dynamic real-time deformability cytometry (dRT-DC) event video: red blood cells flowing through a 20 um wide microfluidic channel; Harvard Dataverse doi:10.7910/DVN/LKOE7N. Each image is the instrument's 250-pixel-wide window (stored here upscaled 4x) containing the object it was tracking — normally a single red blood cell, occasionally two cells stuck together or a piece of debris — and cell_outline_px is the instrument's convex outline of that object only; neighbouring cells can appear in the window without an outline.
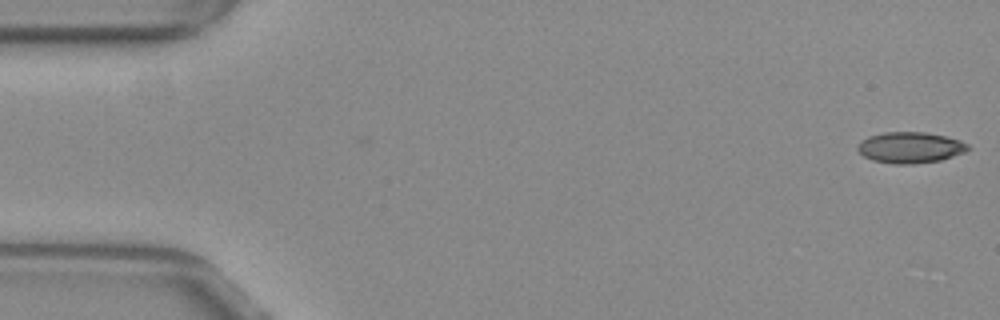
{"species": "common noctule bat (a hibernating species)", "species_latin": "Nyctalus noctula", "temperature_condition": "warm", "stored_images_in_passage": 53, "camera_frame_rate_fps": 3000, "um_per_image_px": 0.085, "animal": {"sex": "female", "body_mass_g": 29.2, "forearm_length_mm": 56.3}, "frame": {"image": 1, "passage_image": 1, "time_ms": 0.0, "image_size_px": [1000, 320], "cell_outline_px": [[968, 148], [964, 152], [940, 160], [916, 164], [896, 164], [872, 160], [864, 156], [856, 148], [860, 140], [868, 136], [884, 132], [924, 132], [944, 136], [960, 140], [968, 144]], "centroid_in_image_um": [77.33, 12.54], "position_along_channel_um": 7.7, "area_um2": 19.88}}
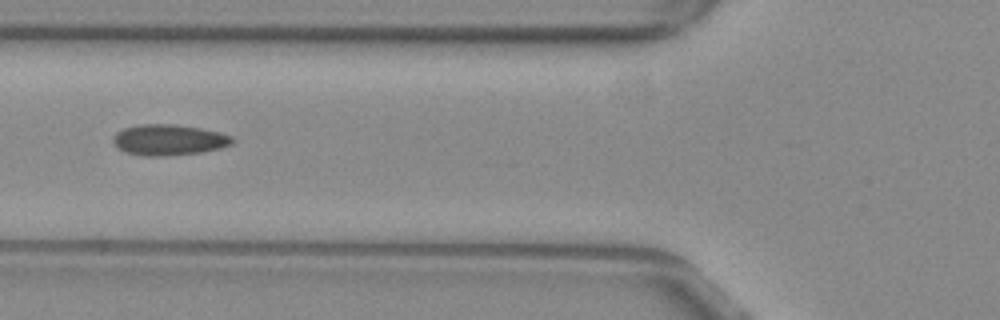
{"frame": {"image": 2, "passage_image": 20, "time_ms": 6.333, "image_size_px": [1000, 320], "cell_outline_px": [[236, 140], [232, 144], [220, 148], [200, 152], [164, 156], [144, 156], [128, 152], [116, 148], [112, 140], [112, 136], [116, 132], [124, 128], [140, 124], [176, 124], [200, 128], [220, 132], [232, 136]], "centroid_in_image_um": [14.34, 11.88], "position_along_channel_um": 111.5, "area_um2": 21.56}}
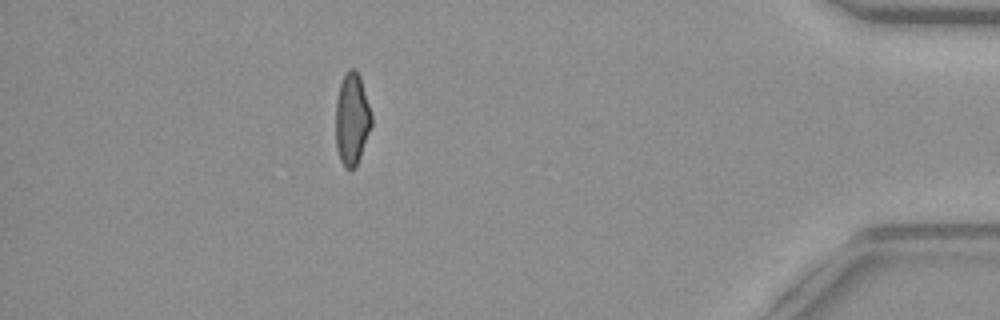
{"frame": {"image": 3, "passage_image": 47, "time_ms": 15.333, "image_size_px": [1000, 320], "cell_outline_px": [[372, 124], [356, 168], [344, 168], [340, 160], [336, 148], [336, 100], [340, 84], [344, 72], [348, 68], [356, 68], [360, 76], [372, 116]], "centroid_in_image_um": [29.91, 10.1], "position_along_channel_um": 405.3, "area_um2": 19.36}, "authors_computed_cell_mechanics": {"area_um2": 20.1144, "velocity_mm_per_s": 3.8703, "shape_relaxation_time_tau1_ms": null, "shape_relaxation_time_tau2_ms": 1.7649, "deformation_change_tau1": null, "deformation_change_tau2": 0.0764}}